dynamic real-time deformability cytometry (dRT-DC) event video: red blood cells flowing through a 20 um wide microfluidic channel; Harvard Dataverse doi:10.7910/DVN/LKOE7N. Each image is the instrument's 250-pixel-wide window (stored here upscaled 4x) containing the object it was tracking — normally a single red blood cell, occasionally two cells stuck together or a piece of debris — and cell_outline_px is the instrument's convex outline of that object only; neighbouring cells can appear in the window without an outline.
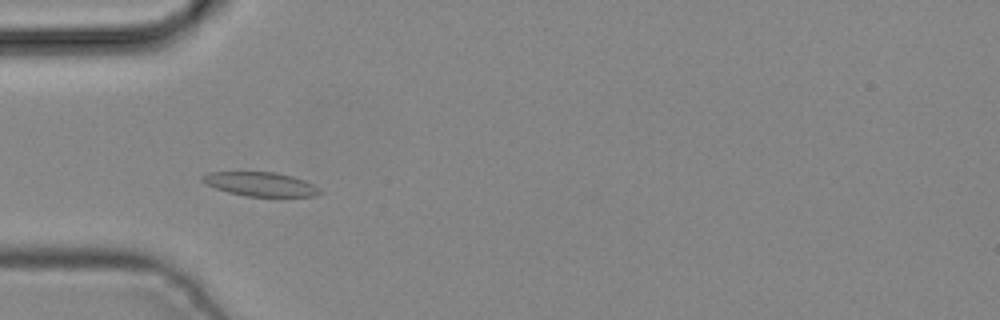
{"species": "common noctule bat (a hibernating species)", "species_latin": "Nyctalus noctula", "temperature_condition": "cold", "stored_images_in_passage": 4, "camera_frame_rate_fps": 3000, "um_per_image_px": 0.085, "animal": {"sex": "male", "body_mass_g": 19.2, "forearm_length_mm": 51.8}, "frame": {"image": 1, "passage_image": 3, "time_ms": 0.667, "image_size_px": [1000, 320], "cell_outline_px": [[320, 192], [316, 196], [244, 196], [228, 192], [204, 184], [200, 180], [200, 176], [208, 172], [276, 172], [292, 176], [304, 180], [312, 184]], "centroid_in_image_um": [22.05, 15.64], "position_along_channel_um": 62.9, "area_um2": 16.36}}
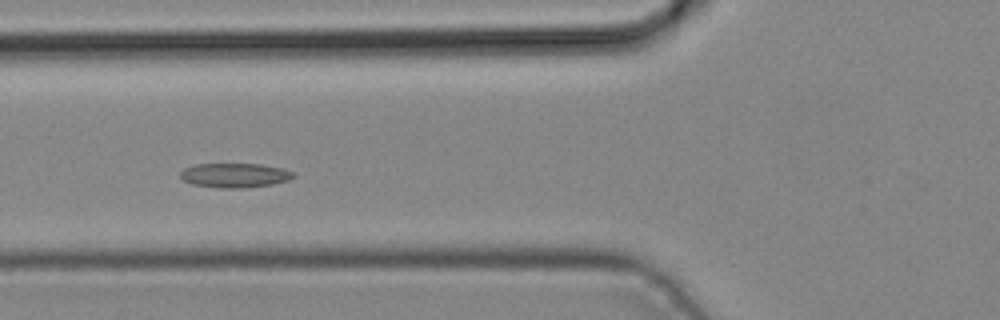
{"frame": {"image": 2, "passage_image": 4, "time_ms": 1.0, "image_size_px": [1000, 320], "cell_outline_px": [[296, 176], [288, 180], [272, 184], [240, 188], [220, 188], [192, 184], [184, 180], [180, 176], [180, 172], [184, 168], [196, 164], [260, 164], [284, 168], [296, 172]], "centroid_in_image_um": [19.99, 14.89], "position_along_channel_um": 105.8, "area_um2": 16.13}}